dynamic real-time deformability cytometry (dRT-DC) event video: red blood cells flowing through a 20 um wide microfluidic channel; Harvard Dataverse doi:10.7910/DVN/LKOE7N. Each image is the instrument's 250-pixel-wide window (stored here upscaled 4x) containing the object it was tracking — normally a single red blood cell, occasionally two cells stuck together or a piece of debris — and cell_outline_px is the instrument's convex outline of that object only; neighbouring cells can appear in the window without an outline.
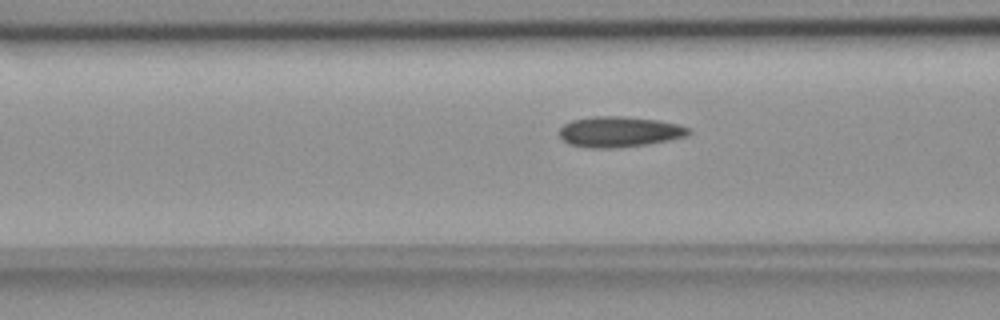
{"species": "common noctule bat (a hibernating species)", "species_latin": "Nyctalus noctula", "temperature_condition": "room temperature", "stored_images_in_passage": 52, "camera_frame_rate_fps": 3000, "um_per_image_px": 0.085, "animal": {"sex": "female", "body_mass_g": 18.4}, "frame": {"image": 1, "passage_image": 18, "time_ms": 5.667, "image_size_px": [1000, 320], "cell_outline_px": [[692, 132], [688, 136], [648, 144], [616, 148], [588, 148], [568, 144], [560, 136], [560, 128], [564, 124], [572, 120], [592, 116], [624, 116], [660, 120], [676, 124], [688, 128]], "centroid_in_image_um": [52.64, 11.2], "position_along_channel_um": 114.0, "area_um2": 23.18}}
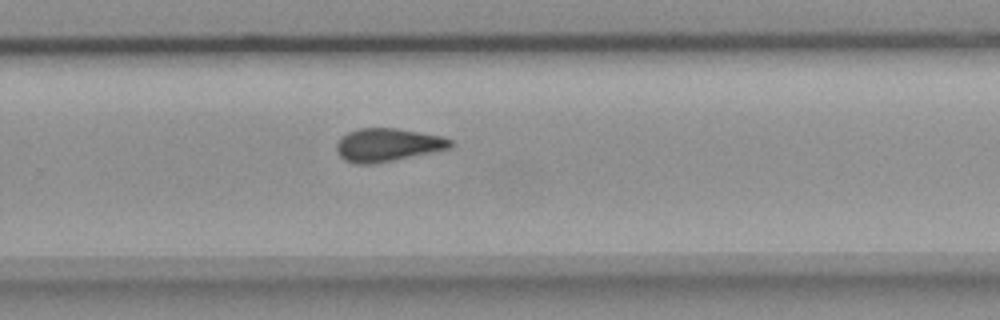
{"frame": {"image": 2, "passage_image": 33, "time_ms": 10.667, "image_size_px": [1000, 320], "cell_outline_px": [[456, 144], [452, 148], [372, 164], [356, 164], [344, 160], [336, 152], [336, 144], [340, 136], [348, 132], [360, 128], [396, 128], [444, 136], [452, 140]], "centroid_in_image_um": [32.96, 12.31], "position_along_channel_um": 296.8, "area_um2": 22.2}}
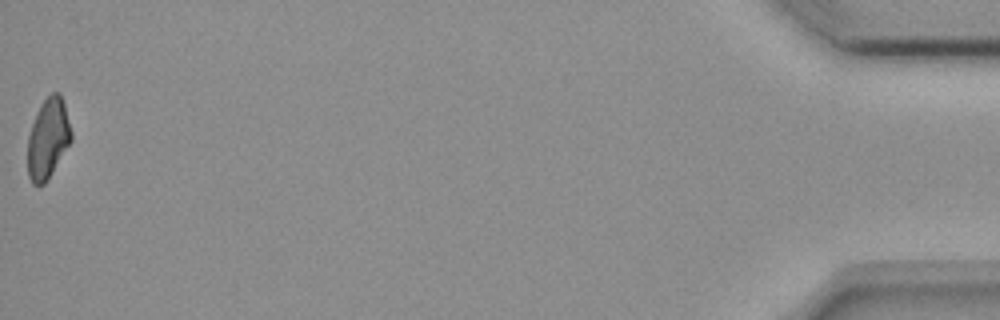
{"frame": {"image": 3, "passage_image": 52, "time_ms": 17.0, "image_size_px": [1000, 320], "cell_outline_px": [[72, 140], [52, 172], [44, 184], [32, 184], [28, 176], [28, 136], [36, 112], [40, 104], [52, 92], [60, 92], [64, 104], [72, 132]], "centroid_in_image_um": [4.08, 11.75], "position_along_channel_um": 431.1, "area_um2": 20.23}, "authors_computed_cell_mechanics": {"area_um2": 22.0507, "velocity_mm_per_s": 3.6659, "shape_relaxation_time_tau1_ms": null, "shape_relaxation_time_tau2_ms": 6.3304, "deformation_change_tau1": null, "deformation_change_tau2": 0.1113}}